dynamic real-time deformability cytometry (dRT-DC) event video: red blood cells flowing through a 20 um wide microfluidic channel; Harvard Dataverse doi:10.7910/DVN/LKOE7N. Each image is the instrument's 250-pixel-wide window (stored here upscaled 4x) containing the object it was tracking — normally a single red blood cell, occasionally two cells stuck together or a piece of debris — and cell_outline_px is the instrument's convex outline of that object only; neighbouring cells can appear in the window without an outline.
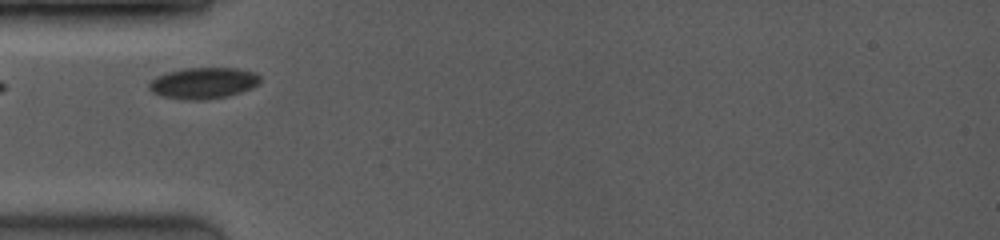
{"species": "common noctule bat (a hibernating species)", "species_latin": "Nyctalus noctula", "temperature_condition": "room temperature", "stored_images_in_passage": 11, "camera_frame_rate_fps": 3500, "um_per_image_px": 0.085, "animal": {"sex": "female", "body_mass_g": 19.0, "forearm_length_mm": 53.3}, "frame": {"image": 1, "passage_image": 1, "time_ms": 0.0, "image_size_px": [1000, 240], "cell_outline_px": [[260, 84], [252, 88], [228, 96], [200, 100], [188, 100], [164, 96], [152, 92], [148, 88], [148, 84], [156, 76], [168, 72], [184, 68], [236, 68], [256, 72], [260, 76]], "centroid_in_image_um": [17.31, 7.05], "position_along_channel_um": 67.7, "area_um2": 20.23}}